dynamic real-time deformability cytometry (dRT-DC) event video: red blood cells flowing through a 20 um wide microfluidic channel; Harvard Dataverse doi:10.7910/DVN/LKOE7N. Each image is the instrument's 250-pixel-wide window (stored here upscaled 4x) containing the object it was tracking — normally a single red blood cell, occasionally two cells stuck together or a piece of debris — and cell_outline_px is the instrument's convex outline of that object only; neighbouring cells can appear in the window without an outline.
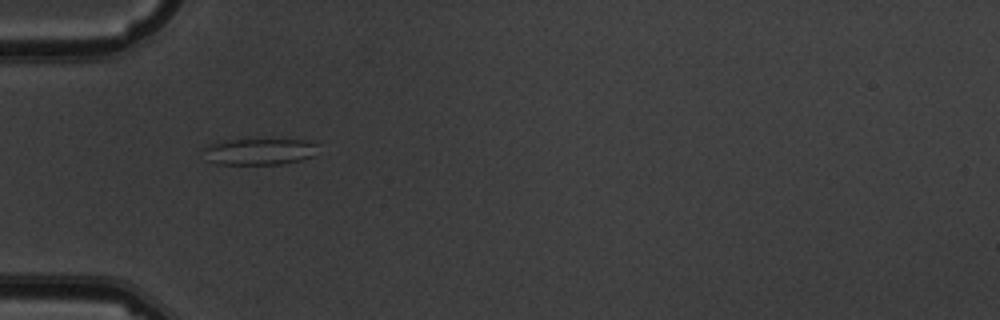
{"species": "common noctule bat (a hibernating species)", "species_latin": "Nyctalus noctula", "temperature_condition": "warm", "stored_images_in_passage": 3, "camera_frame_rate_fps": 3000, "um_per_image_px": 0.085, "animal": {"sex": "male", "body_mass_g": 19.5, "forearm_length_mm": 54.6}, "frame": {"image": 1, "passage_image": 1, "time_ms": 0.0, "image_size_px": [1000, 320], "cell_outline_px": [[316, 144], [312, 156], [300, 160], [280, 164], [216, 164], [204, 160], [204, 148], [208, 144], [224, 140], [308, 140]], "centroid_in_image_um": [21.94, 12.89], "position_along_channel_um": 63.1, "area_um2": 17.51}}
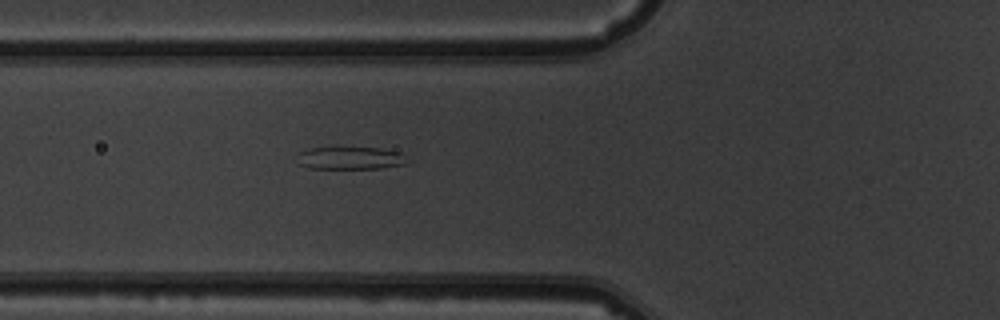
{"frame": {"image": 2, "passage_image": 2, "time_ms": 1.0, "image_size_px": [1000, 320], "cell_outline_px": [[412, 160], [404, 164], [380, 168], [308, 168], [296, 164], [300, 152], [308, 148], [332, 144], [340, 144], [380, 148], [404, 152]], "centroid_in_image_um": [29.79, 13.36], "position_along_channel_um": 96.0, "area_um2": 15.84}}